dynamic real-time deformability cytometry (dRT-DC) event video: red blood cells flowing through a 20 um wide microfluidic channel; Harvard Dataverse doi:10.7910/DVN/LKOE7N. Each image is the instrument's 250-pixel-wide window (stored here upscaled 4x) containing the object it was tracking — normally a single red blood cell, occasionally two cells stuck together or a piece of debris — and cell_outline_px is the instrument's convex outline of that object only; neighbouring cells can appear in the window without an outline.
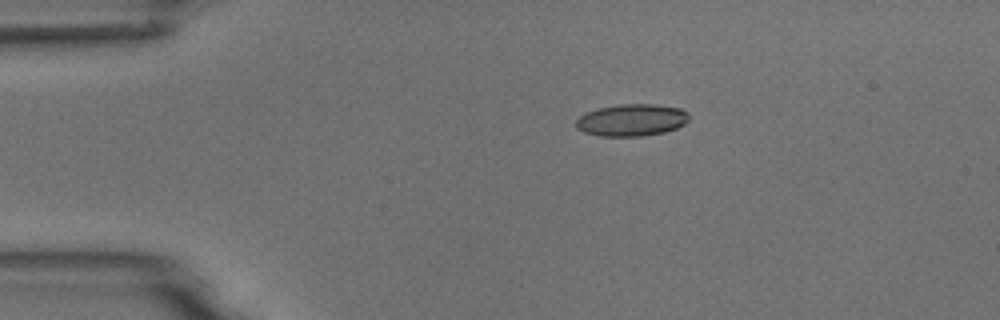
{"species": "common noctule bat (a hibernating species)", "species_latin": "Nyctalus noctula", "temperature_condition": "room temperature", "stored_images_in_passage": 3, "camera_frame_rate_fps": 3000, "um_per_image_px": 0.085, "animal": {"sex": "male", "body_mass_g": 18.8}, "frame": {"image": 1, "passage_image": 1, "time_ms": 0.0, "image_size_px": [1000, 320], "cell_outline_px": [[688, 120], [684, 124], [676, 128], [664, 132], [640, 136], [600, 136], [584, 132], [576, 128], [576, 120], [584, 112], [596, 108], [620, 104], [656, 104], [680, 108], [688, 112]], "centroid_in_image_um": [53.66, 10.19], "position_along_channel_um": 31.3, "area_um2": 21.21}}
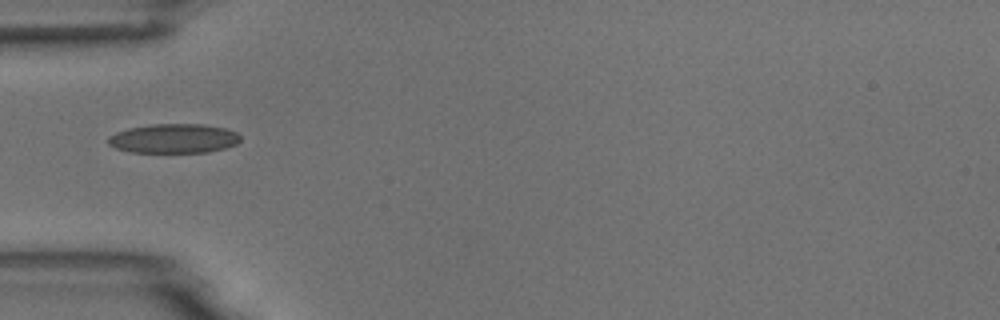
{"frame": {"image": 2, "passage_image": 3, "time_ms": 2.333, "image_size_px": [1000, 320], "cell_outline_px": [[240, 140], [236, 144], [224, 148], [208, 152], [132, 152], [116, 148], [108, 144], [108, 136], [116, 132], [128, 128], [148, 124], [204, 124], [224, 128], [236, 132], [240, 136]], "centroid_in_image_um": [14.75, 11.76], "position_along_channel_um": 70.2, "area_um2": 22.6}}